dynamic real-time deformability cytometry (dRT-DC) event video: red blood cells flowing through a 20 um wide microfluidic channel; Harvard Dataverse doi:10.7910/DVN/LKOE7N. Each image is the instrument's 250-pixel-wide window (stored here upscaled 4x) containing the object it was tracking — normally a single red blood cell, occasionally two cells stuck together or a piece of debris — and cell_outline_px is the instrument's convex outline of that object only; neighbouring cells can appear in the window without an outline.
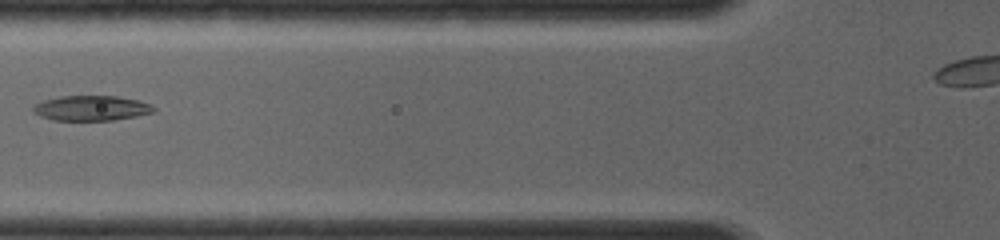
{"species": "common noctule bat (a hibernating species)", "species_latin": "Nyctalus noctula", "temperature_condition": "room temperature", "stored_images_in_passage": 9, "camera_frame_rate_fps": 4000, "um_per_image_px": 0.085, "animal": {"sex": "female", "body_mass_g": 19.0, "forearm_length_mm": 56.7}, "frame": {"image": 1, "passage_image": 3, "time_ms": 1.0, "image_size_px": [1000, 240], "cell_outline_px": [[156, 112], [136, 116], [112, 120], [52, 120], [40, 116], [32, 112], [32, 108], [36, 104], [44, 100], [60, 96], [116, 96], [140, 100], [152, 104], [156, 108]], "centroid_in_image_um": [7.8, 9.19], "position_along_channel_um": 118.0, "area_um2": 17.74}}
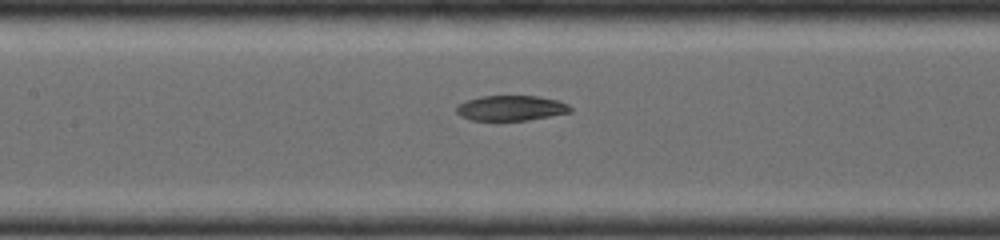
{"frame": {"image": 2, "passage_image": 6, "time_ms": 2.0, "image_size_px": [1000, 240], "cell_outline_px": [[572, 112], [528, 120], [472, 120], [460, 116], [456, 112], [456, 108], [464, 100], [480, 96], [536, 96], [556, 100], [568, 104], [572, 108]], "centroid_in_image_um": [43.42, 9.18], "position_along_channel_um": 164.0, "area_um2": 16.7}}
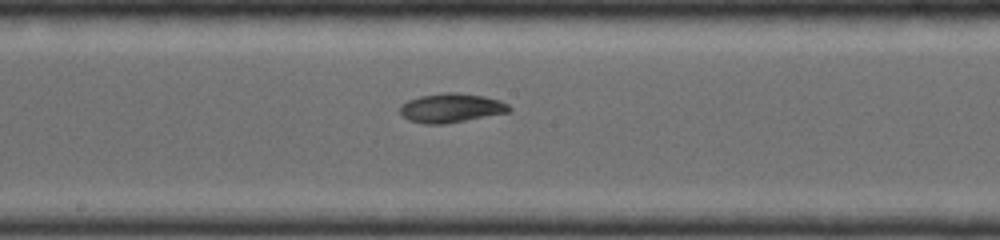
{"frame": {"image": 3, "passage_image": 8, "time_ms": 3.0, "image_size_px": [1000, 240], "cell_outline_px": [[512, 108], [508, 112], [444, 124], [424, 124], [408, 120], [400, 112], [400, 104], [408, 100], [420, 96], [444, 92], [456, 92], [484, 96], [500, 100], [508, 104]], "centroid_in_image_um": [38.33, 9.17], "position_along_channel_um": 209.9, "area_um2": 18.5}}